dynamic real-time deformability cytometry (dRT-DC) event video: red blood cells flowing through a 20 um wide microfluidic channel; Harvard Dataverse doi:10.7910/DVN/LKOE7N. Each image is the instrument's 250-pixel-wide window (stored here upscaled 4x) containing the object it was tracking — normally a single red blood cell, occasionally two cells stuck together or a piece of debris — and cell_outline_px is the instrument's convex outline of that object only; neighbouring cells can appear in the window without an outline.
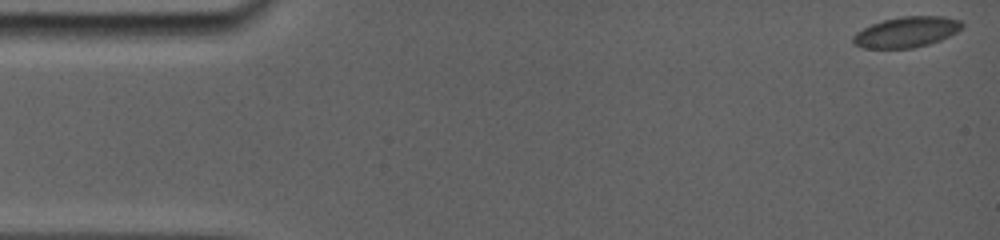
{"species": "common noctule bat (a hibernating species)", "species_latin": "Nyctalus noctula", "temperature_condition": "room temperature", "stored_images_in_passage": 85, "camera_frame_rate_fps": 5000, "um_per_image_px": 0.085, "animal": {"sex": "female", "body_mass_g": 19.0, "forearm_length_mm": 56.7}, "frame": {"image": 1, "passage_image": 1, "time_ms": 0.0, "image_size_px": [1000, 240], "cell_outline_px": [[964, 28], [940, 40], [928, 44], [912, 48], [864, 48], [852, 44], [852, 36], [856, 32], [872, 24], [884, 20], [900, 16], [944, 16], [960, 20], [964, 24]], "centroid_in_image_um": [77.05, 2.72], "position_along_channel_um": 7.9, "area_um2": 19.48}}
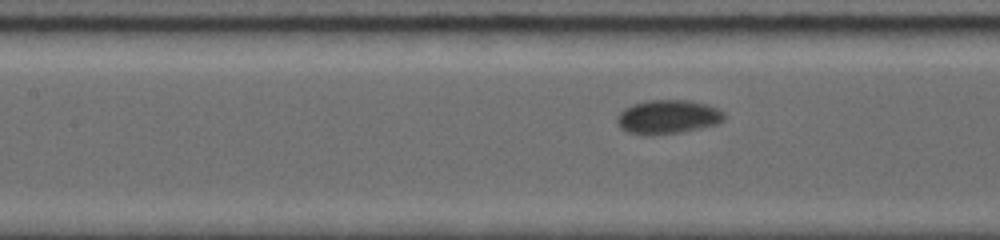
{"frame": {"image": 2, "passage_image": 37, "time_ms": 7.2, "image_size_px": [1000, 240], "cell_outline_px": [[724, 120], [716, 124], [676, 132], [632, 132], [624, 128], [616, 120], [620, 112], [624, 108], [632, 104], [648, 100], [692, 100], [708, 104], [724, 112]], "centroid_in_image_um": [56.83, 9.86], "position_along_channel_um": 150.6, "area_um2": 20.17}}
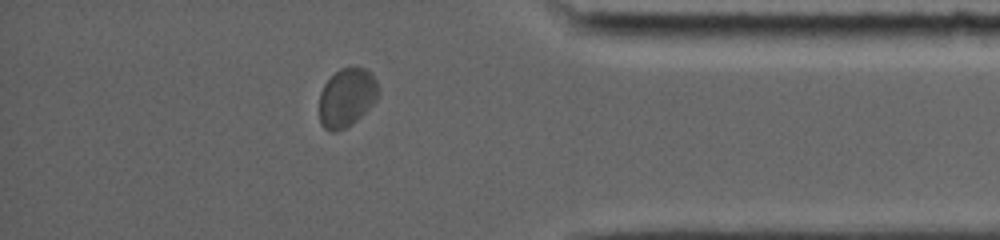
{"frame": {"image": 3, "passage_image": 73, "time_ms": 14.4, "image_size_px": [1000, 240], "cell_outline_px": [[380, 92], [376, 100], [352, 124], [336, 132], [332, 132], [324, 128], [320, 124], [320, 92], [324, 84], [340, 68], [364, 68], [376, 80], [380, 88]], "centroid_in_image_um": [29.47, 8.31], "position_along_channel_um": 405.7, "area_um2": 20.0}, "authors_computed_cell_mechanics": {"area_um2": 20.0566, "velocity_mm_per_s": 3.7007, "shape_relaxation_time_tau1_ms": 3.3986, "shape_relaxation_time_tau2_ms": null, "deformation_change_tau1": 0.0505, "deformation_change_tau2": null}}